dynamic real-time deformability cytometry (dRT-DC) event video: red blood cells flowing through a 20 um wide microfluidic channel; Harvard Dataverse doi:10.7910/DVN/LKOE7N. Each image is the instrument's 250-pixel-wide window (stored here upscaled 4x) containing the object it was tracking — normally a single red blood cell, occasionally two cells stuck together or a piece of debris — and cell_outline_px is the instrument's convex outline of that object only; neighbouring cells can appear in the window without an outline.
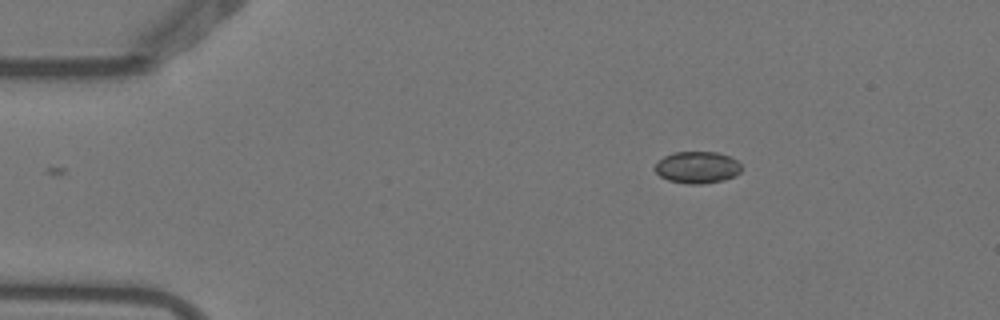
{"species": "Egyptian fruit bat (a non-hibernating species)", "species_latin": "Rousettus aegyptiacus", "temperature_condition": "warm", "stored_images_in_passage": 2, "camera_frame_rate_fps": 3000, "um_per_image_px": 0.085, "animal": {"sex": "female"}, "frame": {"image": 1, "passage_image": 2, "time_ms": 0.333, "image_size_px": [1000, 320], "cell_outline_px": [[740, 172], [736, 176], [724, 180], [700, 184], [688, 184], [668, 180], [660, 176], [652, 168], [664, 156], [672, 152], [716, 152], [728, 156], [736, 160], [740, 164]], "centroid_in_image_um": [59.24, 14.23], "position_along_channel_um": 25.8, "area_um2": 16.07}}